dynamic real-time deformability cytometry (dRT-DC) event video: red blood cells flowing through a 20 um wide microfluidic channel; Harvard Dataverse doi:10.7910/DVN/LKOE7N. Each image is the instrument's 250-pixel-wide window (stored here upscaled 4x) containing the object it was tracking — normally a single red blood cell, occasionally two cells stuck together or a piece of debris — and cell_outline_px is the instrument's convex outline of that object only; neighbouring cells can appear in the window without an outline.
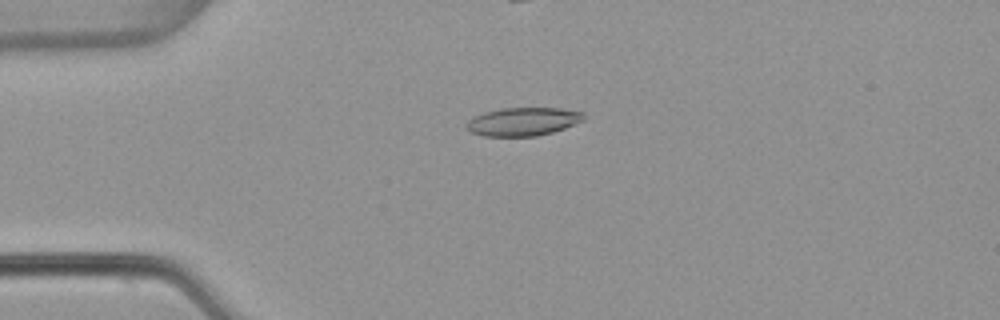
{"species": "common noctule bat (a hibernating species)", "species_latin": "Nyctalus noctula", "temperature_condition": "warm", "stored_images_in_passage": 54, "camera_frame_rate_fps": 3000, "um_per_image_px": 0.085, "animal": {"sex": "female", "body_mass_g": 22.7, "forearm_length_mm": 54.2}, "frame": {"image": 1, "passage_image": 13, "time_ms": 4.0, "image_size_px": [1000, 320], "cell_outline_px": [[584, 120], [564, 128], [552, 132], [536, 136], [484, 136], [472, 132], [464, 128], [464, 124], [472, 116], [484, 112], [500, 108], [560, 108], [584, 112]], "centroid_in_image_um": [44.41, 10.33], "position_along_channel_um": 40.6, "area_um2": 19.48}}
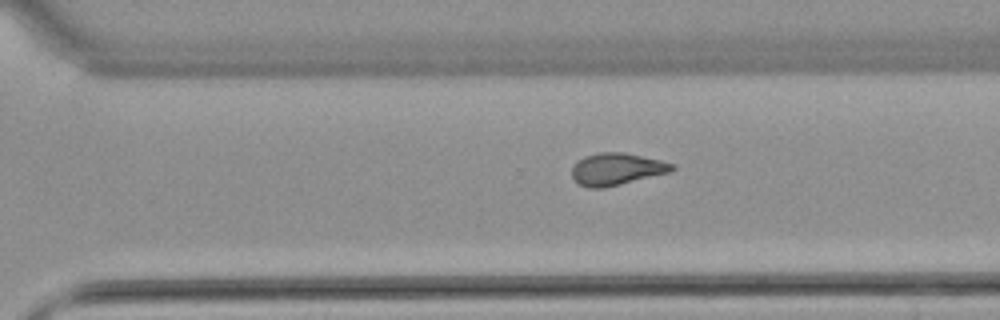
{"frame": {"image": 2, "passage_image": 37, "time_ms": 12.0, "image_size_px": [1000, 320], "cell_outline_px": [[676, 168], [668, 172], [604, 188], [588, 188], [580, 184], [572, 176], [572, 168], [584, 156], [600, 152], [624, 152], [660, 160], [676, 164]], "centroid_in_image_um": [52.42, 14.36], "position_along_channel_um": 318.2, "area_um2": 18.44}}
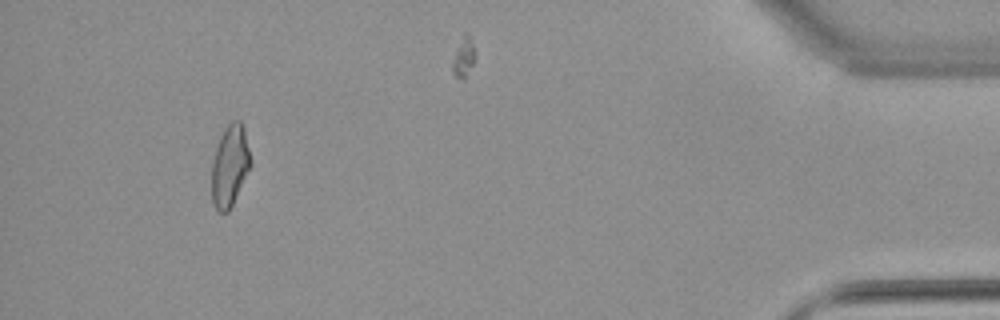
{"frame": {"image": 3, "passage_image": 50, "time_ms": 16.333, "image_size_px": [1000, 320], "cell_outline_px": [[252, 164], [228, 212], [220, 212], [212, 204], [212, 164], [216, 148], [220, 136], [224, 128], [232, 120], [240, 120], [244, 128], [252, 160]], "centroid_in_image_um": [19.55, 14.06], "position_along_channel_um": 415.7, "area_um2": 18.44}, "authors_computed_cell_mechanics": {"area_um2": 18.8717, "velocity_mm_per_s": 3.8308, "shape_relaxation_time_tau1_ms": 9.5456, "shape_relaxation_time_tau2_ms": 3.063, "deformation_change_tau1": 0.2543, "deformation_change_tau2": 0.1088}}